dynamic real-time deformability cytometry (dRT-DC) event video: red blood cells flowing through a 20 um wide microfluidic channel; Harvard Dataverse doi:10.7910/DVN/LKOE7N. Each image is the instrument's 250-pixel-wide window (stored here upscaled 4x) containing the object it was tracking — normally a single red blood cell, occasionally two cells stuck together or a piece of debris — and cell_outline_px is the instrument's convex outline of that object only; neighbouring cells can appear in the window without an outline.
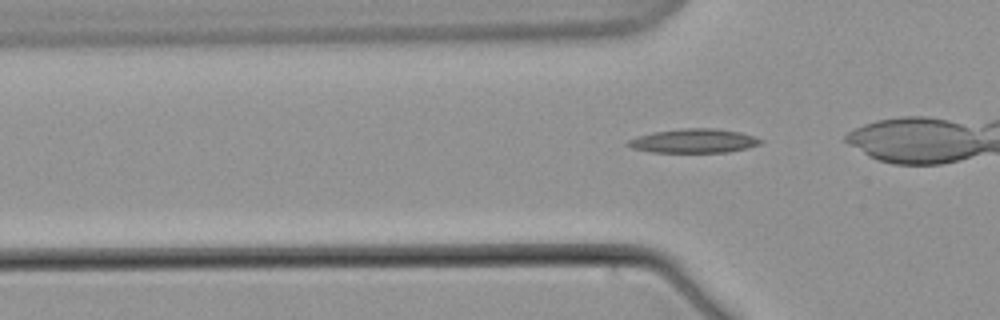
{"species": "common noctule bat (a hibernating species)", "species_latin": "Nyctalus noctula", "temperature_condition": "warm", "stored_images_in_passage": 8, "segment_of_instrument_passage": [2, 2], "camera_frame_rate_fps": 3000, "um_per_image_px": 0.085, "animal": {"sex": "male", "body_mass_g": 21.5, "forearm_length_mm": 52.0}, "frame": {"image": 1, "passage_image": 8, "time_ms": 8.667, "image_size_px": [1000, 320], "cell_outline_px": [[764, 140], [760, 144], [748, 148], [728, 152], [652, 152], [632, 148], [624, 144], [628, 140], [636, 136], [652, 132], [684, 128], [716, 128], [740, 132]], "centroid_in_image_um": [58.95, 11.97], "position_along_channel_um": 66.9, "area_um2": 18.67}}